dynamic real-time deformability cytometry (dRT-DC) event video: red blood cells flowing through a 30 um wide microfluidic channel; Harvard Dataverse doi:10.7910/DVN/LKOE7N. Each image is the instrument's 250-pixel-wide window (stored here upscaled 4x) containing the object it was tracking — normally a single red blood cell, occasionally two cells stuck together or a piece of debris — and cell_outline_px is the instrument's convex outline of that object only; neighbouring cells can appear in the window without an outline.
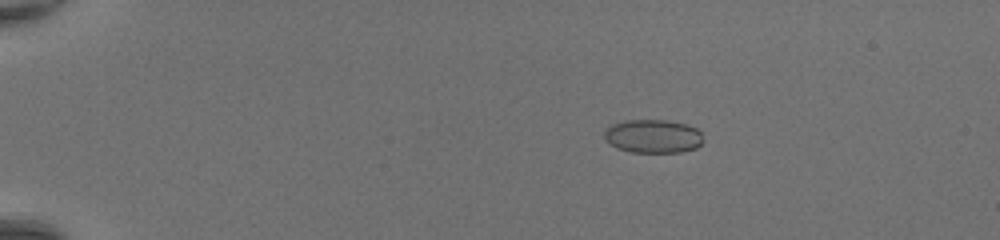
{"species": "common noctule bat (a hibernating species)", "species_latin": "Nyctalus noctula", "temperature_condition": "room temperature", "stored_images_in_passage": 50, "camera_frame_rate_fps": 3000, "um_per_image_px": 0.085, "animal": {"sex": "female", "body_mass_g": 20.0, "forearm_length_mm": 54.0}, "frame": {"image": 1, "passage_image": 11, "time_ms": 3.333, "image_size_px": [1000, 240], "cell_outline_px": [[704, 140], [696, 148], [680, 152], [632, 152], [616, 148], [604, 140], [604, 132], [612, 124], [624, 120], [664, 120], [684, 124], [696, 128], [700, 132]], "centroid_in_image_um": [55.48, 11.58], "position_along_channel_um": 29.5, "area_um2": 19.31}}
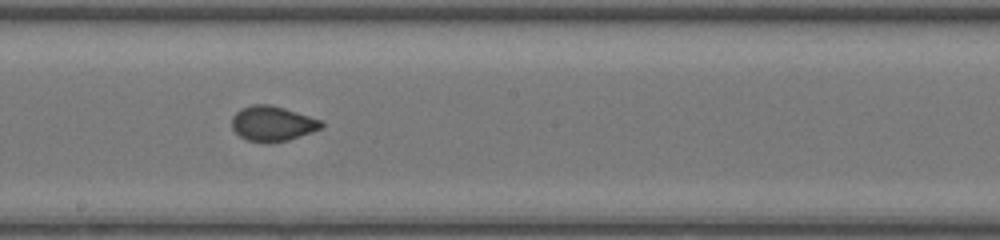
{"frame": {"image": 2, "passage_image": 31, "time_ms": 10.0, "image_size_px": [1000, 240], "cell_outline_px": [[324, 128], [288, 140], [248, 140], [240, 136], [232, 128], [232, 116], [240, 108], [252, 104], [268, 104], [284, 108], [320, 120], [324, 124]], "centroid_in_image_um": [23.16, 10.46], "position_along_channel_um": 225.0, "area_um2": 17.8}}
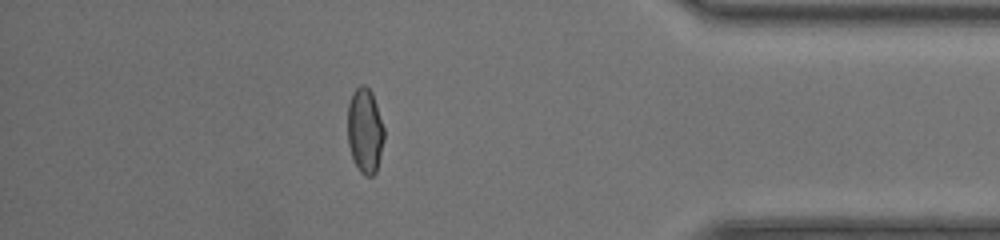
{"frame": {"image": 3, "passage_image": 45, "time_ms": 14.667, "image_size_px": [1000, 240], "cell_outline_px": [[384, 140], [376, 172], [372, 176], [364, 176], [360, 172], [352, 156], [348, 144], [348, 104], [352, 92], [360, 84], [364, 84], [372, 92], [384, 128]], "centroid_in_image_um": [31.02, 11.09], "position_along_channel_um": 404.2, "area_um2": 18.09}}